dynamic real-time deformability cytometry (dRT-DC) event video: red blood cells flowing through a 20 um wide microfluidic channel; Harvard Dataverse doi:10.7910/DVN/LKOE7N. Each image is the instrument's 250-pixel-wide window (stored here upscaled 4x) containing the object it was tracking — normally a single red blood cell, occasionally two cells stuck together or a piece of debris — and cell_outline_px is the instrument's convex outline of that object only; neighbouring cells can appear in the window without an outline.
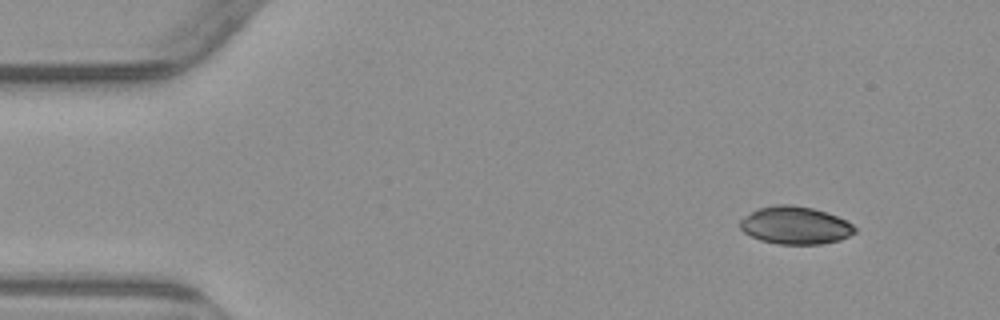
{"species": "common noctule bat (a hibernating species)", "species_latin": "Nyctalus noctula", "temperature_condition": "warm", "stored_images_in_passage": 3, "camera_frame_rate_fps": 3000, "um_per_image_px": 0.085, "animal": {"sex": "male", "body_mass_g": 23.1, "forearm_length_mm": 52.7}, "frame": {"image": 1, "passage_image": 1, "time_ms": 0.0, "image_size_px": [1000, 320], "cell_outline_px": [[856, 232], [840, 240], [820, 244], [776, 244], [760, 240], [744, 232], [740, 228], [740, 220], [744, 216], [760, 208], [776, 204], [792, 204], [812, 208], [828, 212], [852, 224], [856, 228]], "centroid_in_image_um": [67.6, 19.15], "position_along_channel_um": 17.4, "area_um2": 25.14}}